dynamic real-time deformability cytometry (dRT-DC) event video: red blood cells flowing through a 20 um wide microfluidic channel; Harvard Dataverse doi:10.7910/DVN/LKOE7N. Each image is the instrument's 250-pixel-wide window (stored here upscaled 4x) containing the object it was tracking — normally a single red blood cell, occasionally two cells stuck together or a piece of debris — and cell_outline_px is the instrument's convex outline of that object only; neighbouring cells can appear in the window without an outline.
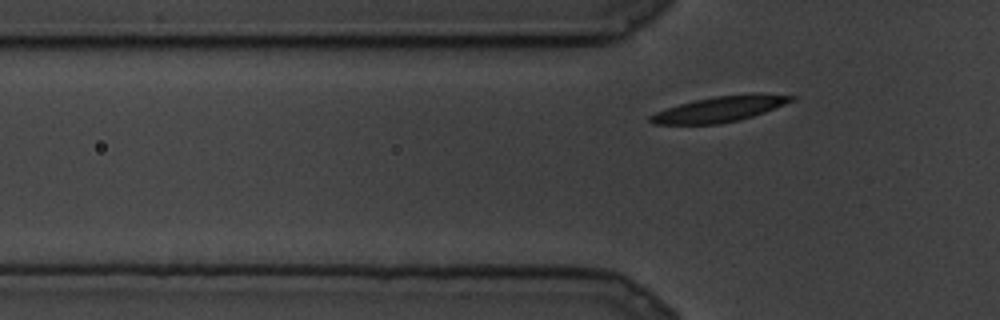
{"species": "common noctule bat (a hibernating species)", "species_latin": "Nyctalus noctula", "temperature_condition": "cold", "stored_images_in_passage": 55, "camera_frame_rate_fps": 3000, "um_per_image_px": 0.085, "animal": {"sex": "male", "body_mass_g": 19.5, "forearm_length_mm": 54.6}, "frame": {"image": 1, "passage_image": 2, "time_ms": 0.333, "image_size_px": [1000, 320], "cell_outline_px": [[796, 96], [792, 100], [784, 104], [764, 112], [740, 120], [720, 124], [652, 124], [648, 120], [648, 116], [656, 112], [680, 104], [696, 100], [716, 96]], "centroid_in_image_um": [61.0, 9.34], "position_along_channel_um": 64.8, "area_um2": 19.77}}
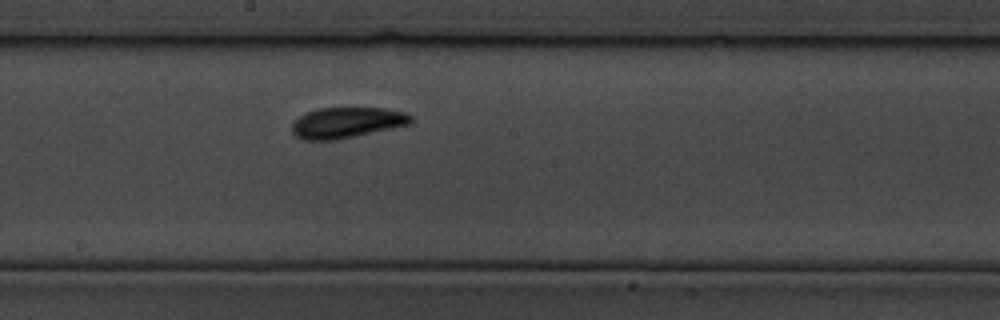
{"frame": {"image": 2, "passage_image": 24, "time_ms": 7.667, "image_size_px": [1000, 320], "cell_outline_px": [[412, 124], [336, 140], [304, 140], [296, 136], [292, 132], [292, 124], [304, 112], [320, 108], [384, 108], [404, 112], [412, 116]], "centroid_in_image_um": [29.48, 10.42], "position_along_channel_um": 218.7, "area_um2": 21.33}}
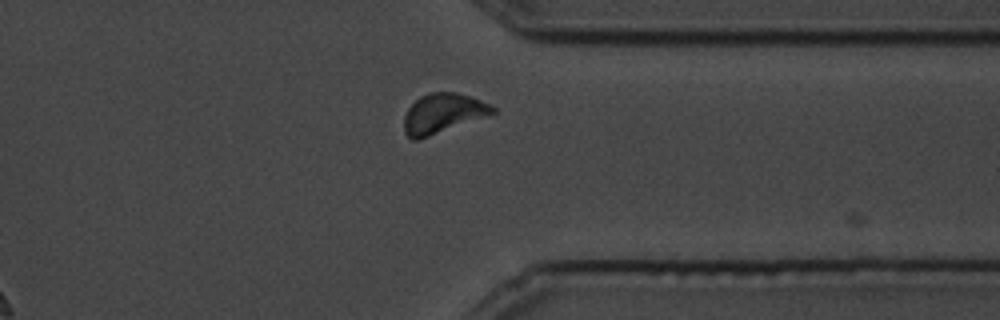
{"frame": {"image": 3, "passage_image": 46, "time_ms": 15.0, "image_size_px": [1000, 320], "cell_outline_px": [[496, 112], [428, 136], [416, 140], [412, 140], [404, 132], [404, 116], [408, 108], [420, 96], [428, 92], [456, 92], [480, 100], [496, 108]], "centroid_in_image_um": [37.59, 9.62], "position_along_channel_um": 373.8, "area_um2": 20.0}}